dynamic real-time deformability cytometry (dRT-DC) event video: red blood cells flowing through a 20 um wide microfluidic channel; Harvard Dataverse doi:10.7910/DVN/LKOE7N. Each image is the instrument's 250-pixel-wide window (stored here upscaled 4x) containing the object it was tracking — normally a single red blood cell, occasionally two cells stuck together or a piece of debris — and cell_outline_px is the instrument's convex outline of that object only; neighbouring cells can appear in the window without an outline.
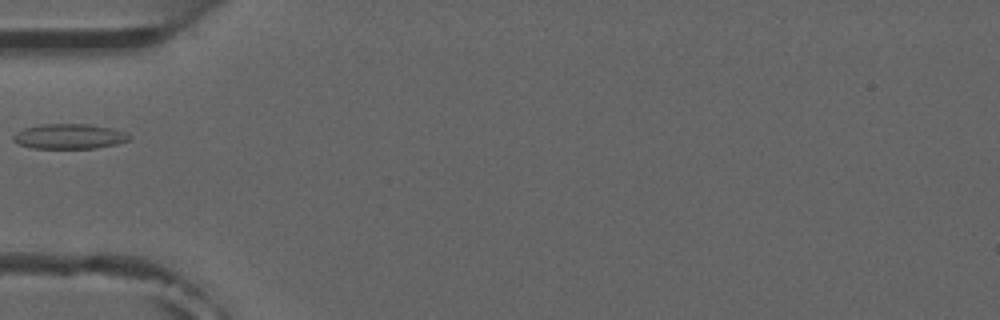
{"species": "common noctule bat (a hibernating species)", "species_latin": "Nyctalus noctula", "temperature_condition": "room temperature", "stored_images_in_passage": 3, "camera_frame_rate_fps": 3000, "um_per_image_px": 0.085, "animal": {"sex": "male", "forearm_length_mm": 52.5}, "frame": {"image": 1, "passage_image": 3, "time_ms": 2.333, "image_size_px": [1000, 320], "cell_outline_px": [[132, 136], [128, 140], [116, 144], [96, 148], [32, 148], [20, 144], [12, 140], [12, 136], [16, 132], [24, 128], [40, 124], [88, 124], [112, 128], [124, 132]], "centroid_in_image_um": [5.87, 11.59], "position_along_channel_um": 79.1, "area_um2": 16.88}}